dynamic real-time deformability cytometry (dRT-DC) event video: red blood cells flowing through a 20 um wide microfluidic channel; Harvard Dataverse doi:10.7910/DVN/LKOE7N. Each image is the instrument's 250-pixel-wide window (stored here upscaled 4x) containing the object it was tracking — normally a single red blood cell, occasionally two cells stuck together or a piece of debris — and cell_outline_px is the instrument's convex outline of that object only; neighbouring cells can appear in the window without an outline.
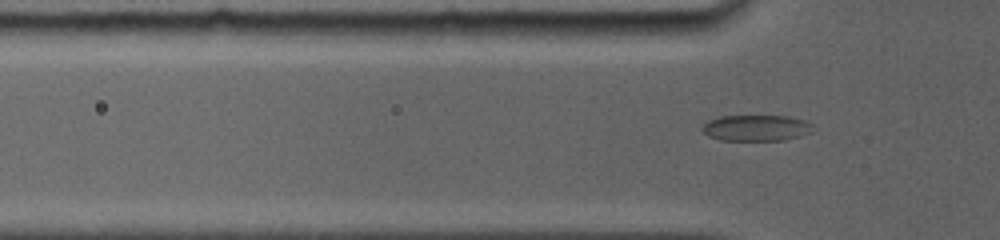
{"species": "common noctule bat (a hibernating species)", "species_latin": "Nyctalus noctula", "temperature_condition": "room temperature", "stored_images_in_passage": 38, "camera_frame_rate_fps": 5000, "um_per_image_px": 0.085, "animal": {"sex": "female", "body_mass_g": 19.0, "forearm_length_mm": 56.7}, "frame": {"image": 1, "passage_image": 3, "time_ms": 0.6, "image_size_px": [1000, 240], "cell_outline_px": [[812, 132], [800, 136], [784, 140], [720, 140], [708, 136], [704, 132], [704, 124], [708, 120], [720, 116], [784, 116], [804, 120], [812, 124]], "centroid_in_image_um": [64.28, 10.88], "position_along_channel_um": 61.5, "area_um2": 16.65}}
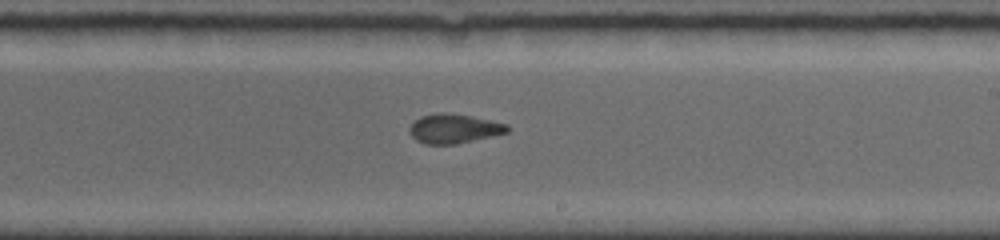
{"frame": {"image": 2, "passage_image": 18, "time_ms": 5.4, "image_size_px": [1000, 240], "cell_outline_px": [[508, 132], [492, 136], [456, 144], [424, 144], [416, 140], [408, 132], [408, 128], [420, 116], [440, 112], [444, 112], [472, 116], [508, 124]], "centroid_in_image_um": [38.56, 10.93], "position_along_channel_um": 250.4, "area_um2": 16.7}}
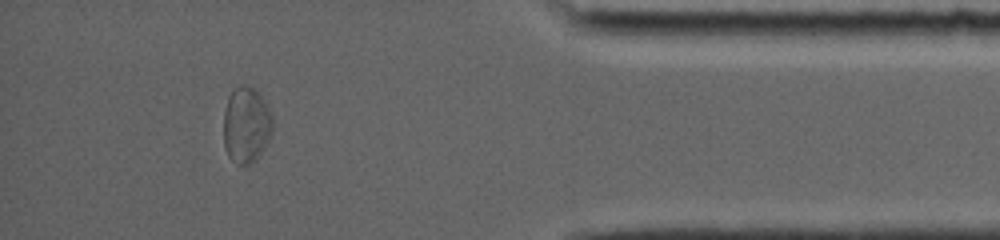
{"frame": {"image": 3, "passage_image": 32, "time_ms": 10.2, "image_size_px": [1000, 240], "cell_outline_px": [[272, 132], [264, 148], [248, 164], [240, 164], [232, 160], [228, 156], [224, 148], [224, 112], [228, 96], [240, 84], [244, 84], [256, 88], [264, 100], [272, 116]], "centroid_in_image_um": [20.92, 10.57], "position_along_channel_um": 414.3, "area_um2": 21.56}, "authors_computed_cell_mechanics": {"area_um2": 16.762, "velocity_mm_per_s": 3.9427, "shape_relaxation_time_tau1_ms": 5.9189, "shape_relaxation_time_tau2_ms": 1.3043, "deformation_change_tau1": 0.1563, "deformation_change_tau2": 0.063}}